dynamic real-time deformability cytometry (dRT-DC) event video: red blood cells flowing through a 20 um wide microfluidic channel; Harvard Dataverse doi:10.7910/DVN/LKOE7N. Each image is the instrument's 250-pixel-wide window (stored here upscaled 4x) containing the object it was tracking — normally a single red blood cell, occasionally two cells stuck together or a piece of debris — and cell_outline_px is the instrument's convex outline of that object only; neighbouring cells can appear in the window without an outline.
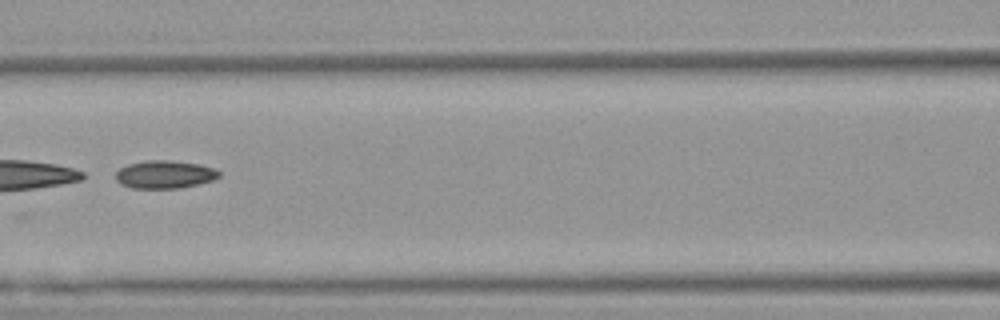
{"species": "Egyptian fruit bat (a non-hibernating species)", "species_latin": "Rousettus aegyptiacus", "temperature_condition": "warm", "stored_images_in_passage": 7, "camera_frame_rate_fps": 3000, "um_per_image_px": 0.085, "animal": {"sex": "female"}, "frame": {"image": 1, "passage_image": 7, "time_ms": 2.0, "image_size_px": [1000, 320], "cell_outline_px": [[220, 176], [212, 180], [180, 188], [132, 188], [120, 184], [116, 180], [116, 172], [120, 168], [128, 164], [144, 160], [172, 160], [200, 164], [212, 168], [220, 172]], "centroid_in_image_um": [13.97, 14.82], "position_along_channel_um": 152.6, "area_um2": 16.82}}